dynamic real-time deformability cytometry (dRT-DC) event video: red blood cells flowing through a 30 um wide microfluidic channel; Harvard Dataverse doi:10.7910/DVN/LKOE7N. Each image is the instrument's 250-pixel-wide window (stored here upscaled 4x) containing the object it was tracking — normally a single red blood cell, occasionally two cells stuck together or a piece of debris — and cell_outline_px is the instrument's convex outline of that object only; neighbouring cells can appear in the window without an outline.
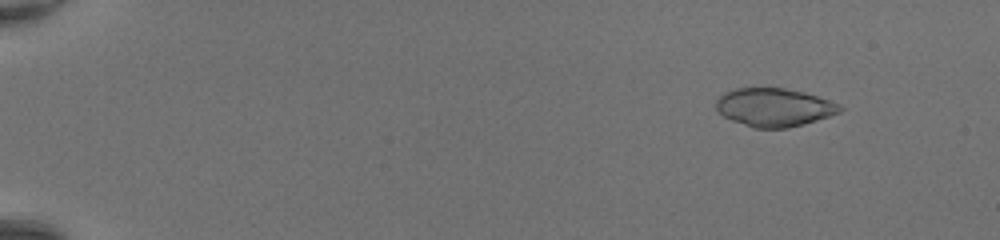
{"species": "common noctule bat (a hibernating species)", "species_latin": "Nyctalus noctula", "temperature_condition": "room temperature", "stored_images_in_passage": 49, "camera_frame_rate_fps": 3000, "um_per_image_px": 0.085, "animal": {"sex": "female", "body_mass_g": 20.0, "forearm_length_mm": 54.0}, "frame": {"image": 1, "passage_image": 6, "time_ms": 1.667, "image_size_px": [1000, 240], "cell_outline_px": [[844, 108], [840, 112], [816, 120], [788, 128], [756, 128], [732, 120], [724, 116], [716, 108], [716, 100], [724, 92], [736, 88], [784, 88], [804, 92], [840, 104]], "centroid_in_image_um": [65.8, 9.11], "position_along_channel_um": 19.2, "area_um2": 27.34}}
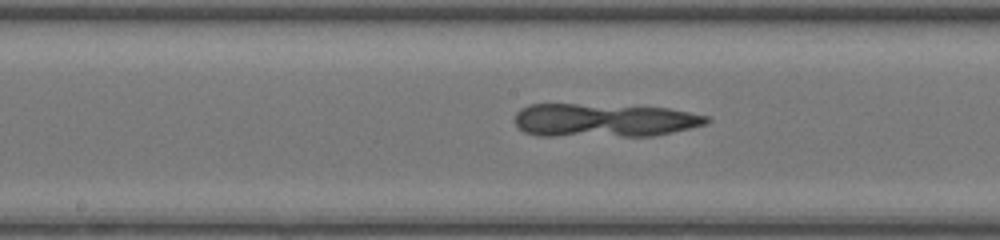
{"frame": {"image": 2, "passage_image": 28, "time_ms": 9.0, "image_size_px": [1000, 240], "cell_outline_px": [[712, 120], [708, 124], [672, 132], [652, 136], [540, 136], [524, 132], [516, 124], [516, 112], [520, 108], [528, 104], [576, 104], [668, 108], [708, 116]], "centroid_in_image_um": [51.34, 10.23], "position_along_channel_um": 196.9, "area_um2": 37.51}}
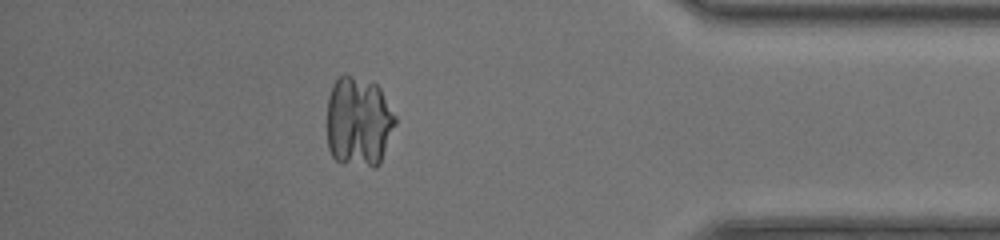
{"frame": {"image": 3, "passage_image": 44, "time_ms": 14.333, "image_size_px": [1000, 240], "cell_outline_px": [[396, 124], [380, 164], [376, 168], [372, 168], [340, 164], [332, 156], [328, 148], [328, 96], [332, 84], [336, 76], [344, 72], [376, 84], [380, 88], [396, 116]], "centroid_in_image_um": [30.48, 10.36], "position_along_channel_um": 404.7, "area_um2": 36.82}}